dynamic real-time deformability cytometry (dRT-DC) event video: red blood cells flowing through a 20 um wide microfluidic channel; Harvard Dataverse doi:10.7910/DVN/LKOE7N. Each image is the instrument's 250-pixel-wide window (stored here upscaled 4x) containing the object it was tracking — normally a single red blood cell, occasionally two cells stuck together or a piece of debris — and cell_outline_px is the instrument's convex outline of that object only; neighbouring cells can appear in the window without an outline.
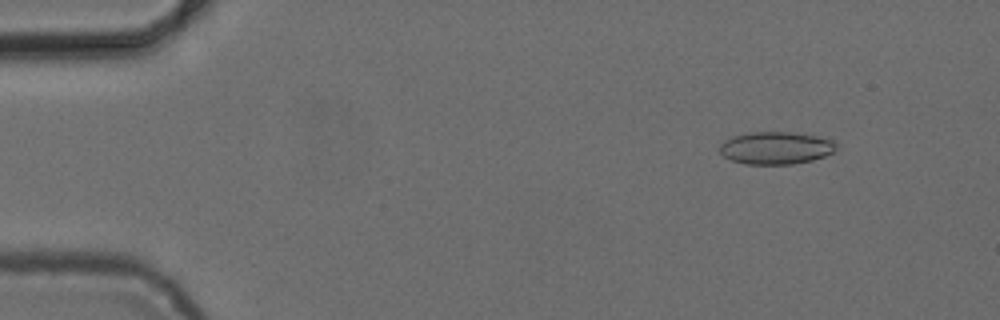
{"species": "common noctule bat (a hibernating species)", "species_latin": "Nyctalus noctula", "temperature_condition": "cold", "stored_images_in_passage": 9, "camera_frame_rate_fps": 3000, "um_per_image_px": 0.085, "animal": {"sex": "female", "body_mass_g": 24.6, "forearm_length_mm": 56.2}, "frame": {"image": 1, "passage_image": 6, "time_ms": 1.667, "image_size_px": [1000, 320], "cell_outline_px": [[840, 148], [824, 156], [812, 160], [792, 164], [744, 164], [732, 160], [724, 156], [720, 152], [720, 144], [724, 140], [732, 136], [752, 132], [792, 132], [816, 136], [836, 140]], "centroid_in_image_um": [65.99, 12.57], "position_along_channel_um": 19.0, "area_um2": 22.25}}